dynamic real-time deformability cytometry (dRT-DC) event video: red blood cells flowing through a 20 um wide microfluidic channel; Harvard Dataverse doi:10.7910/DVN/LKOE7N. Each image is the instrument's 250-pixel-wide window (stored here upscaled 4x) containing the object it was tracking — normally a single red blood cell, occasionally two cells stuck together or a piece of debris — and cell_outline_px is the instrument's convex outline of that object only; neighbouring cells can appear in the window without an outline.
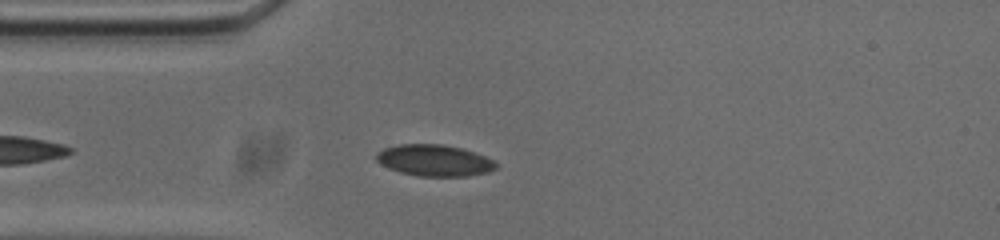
{"species": "common noctule bat (a hibernating species)", "species_latin": "Nyctalus noctula", "temperature_condition": "cold", "stored_images_in_passage": 36, "camera_frame_rate_fps": 3000, "um_per_image_px": 0.085, "animal": {"sex": "male", "body_mass_g": 20.0, "forearm_length_mm": 53.3}, "frame": {"image": 1, "passage_image": 5, "time_ms": 1.333, "image_size_px": [1000, 240], "cell_outline_px": [[496, 168], [488, 172], [468, 176], [416, 176], [400, 172], [388, 168], [380, 164], [376, 160], [376, 152], [384, 148], [396, 144], [444, 144], [460, 148], [484, 156], [492, 160], [496, 164]], "centroid_in_image_um": [36.86, 13.63], "position_along_channel_um": 48.1, "area_um2": 21.91}}
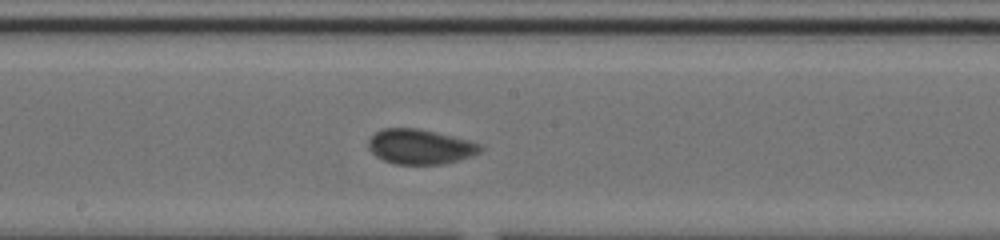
{"frame": {"image": 2, "passage_image": 19, "time_ms": 6.0, "image_size_px": [1000, 240], "cell_outline_px": [[484, 148], [480, 152], [472, 156], [460, 160], [444, 164], [396, 164], [384, 160], [376, 156], [368, 148], [368, 140], [376, 132], [384, 128], [420, 128], [468, 140], [480, 144]], "centroid_in_image_um": [35.73, 12.47], "position_along_channel_um": 212.5, "area_um2": 22.83}}
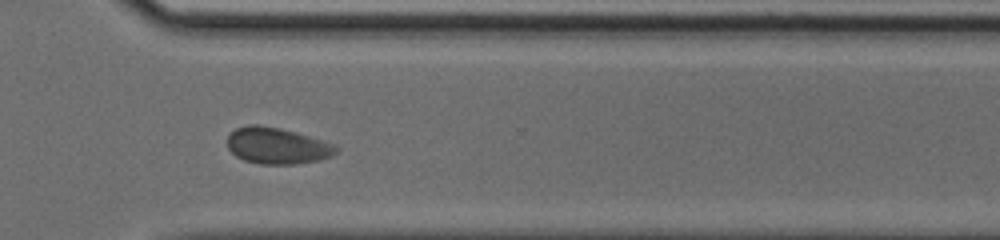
{"frame": {"image": 3, "passage_image": 30, "time_ms": 9.667, "image_size_px": [1000, 240], "cell_outline_px": [[340, 148], [332, 156], [320, 160], [296, 164], [260, 164], [244, 160], [236, 156], [228, 148], [228, 136], [236, 128], [248, 124], [256, 124], [280, 128], [336, 144]], "centroid_in_image_um": [23.57, 12.39], "position_along_channel_um": 347.0, "area_um2": 23.06}, "authors_computed_cell_mechanics": {"area_um2": 21.9062, "velocity_mm_per_s": 3.6662, "shape_relaxation_time_tau1_ms": 3.564, "shape_relaxation_time_tau2_ms": null, "deformation_change_tau1": 0.0981, "deformation_change_tau2": null}}